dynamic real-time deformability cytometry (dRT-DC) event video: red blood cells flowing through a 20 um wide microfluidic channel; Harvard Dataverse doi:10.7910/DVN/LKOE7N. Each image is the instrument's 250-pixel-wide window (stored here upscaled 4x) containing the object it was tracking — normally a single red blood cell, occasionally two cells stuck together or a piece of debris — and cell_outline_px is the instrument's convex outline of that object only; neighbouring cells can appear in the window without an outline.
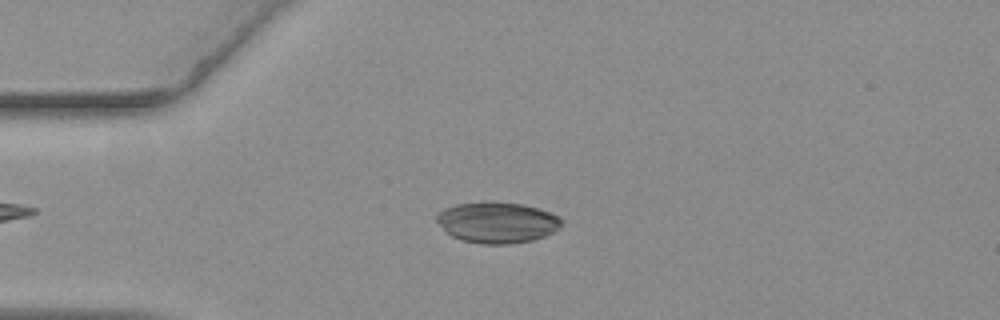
{"species": "common noctule bat (a hibernating species)", "species_latin": "Nyctalus noctula", "temperature_condition": "warm", "stored_images_in_passage": 50, "camera_frame_rate_fps": 3000, "um_per_image_px": 0.085, "animal": {"sex": "female", "body_mass_g": 19.3, "forearm_length_mm": 54.1}, "frame": {"image": 1, "passage_image": 13, "time_ms": 4.0, "image_size_px": [1000, 320], "cell_outline_px": [[560, 224], [552, 232], [544, 236], [532, 240], [512, 244], [480, 244], [464, 240], [452, 236], [436, 220], [436, 216], [444, 208], [456, 204], [480, 200], [492, 200], [524, 204], [560, 216]], "centroid_in_image_um": [42.23, 18.88], "position_along_channel_um": 42.8, "area_um2": 29.88}}
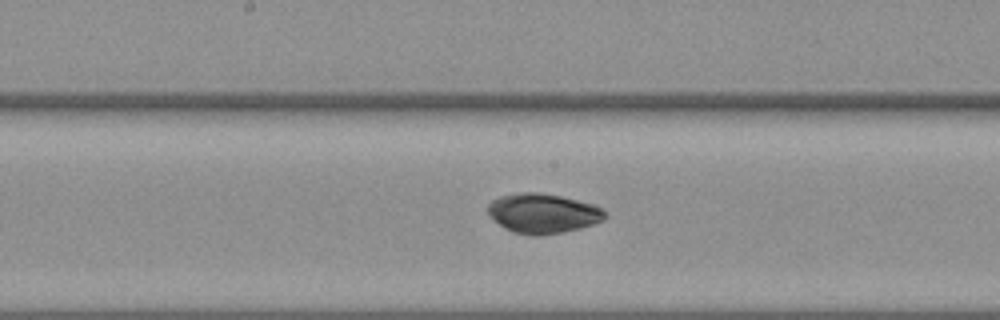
{"frame": {"image": 2, "passage_image": 28, "time_ms": 9.0, "image_size_px": [1000, 320], "cell_outline_px": [[608, 216], [604, 220], [580, 228], [564, 232], [540, 236], [532, 236], [512, 232], [504, 228], [488, 216], [488, 204], [492, 200], [500, 196], [520, 192], [536, 192], [560, 196], [592, 204], [600, 208]], "centroid_in_image_um": [46.11, 18.15], "position_along_channel_um": 202.1, "area_um2": 27.17}}
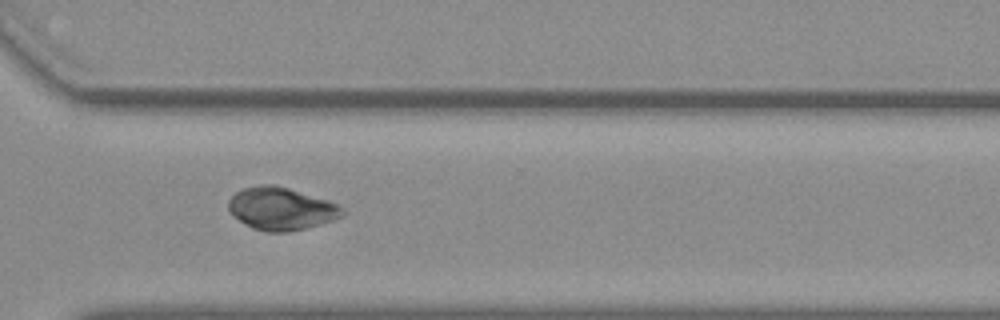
{"frame": {"image": 3, "passage_image": 40, "time_ms": 13.0, "image_size_px": [1000, 320], "cell_outline_px": [[344, 216], [320, 224], [288, 232], [264, 232], [252, 228], [244, 224], [232, 216], [228, 212], [228, 200], [236, 192], [244, 188], [260, 184], [276, 184], [328, 200], [336, 204], [344, 212]], "centroid_in_image_um": [23.84, 17.74], "position_along_channel_um": 346.8, "area_um2": 28.44}, "authors_computed_cell_mechanics": {"area_um2": 27.3394, "velocity_mm_per_s": 3.6325, "shape_relaxation_time_tau1_ms": 6.702, "shape_relaxation_time_tau2_ms": null, "deformation_change_tau1": 0.1134, "deformation_change_tau2": null}}